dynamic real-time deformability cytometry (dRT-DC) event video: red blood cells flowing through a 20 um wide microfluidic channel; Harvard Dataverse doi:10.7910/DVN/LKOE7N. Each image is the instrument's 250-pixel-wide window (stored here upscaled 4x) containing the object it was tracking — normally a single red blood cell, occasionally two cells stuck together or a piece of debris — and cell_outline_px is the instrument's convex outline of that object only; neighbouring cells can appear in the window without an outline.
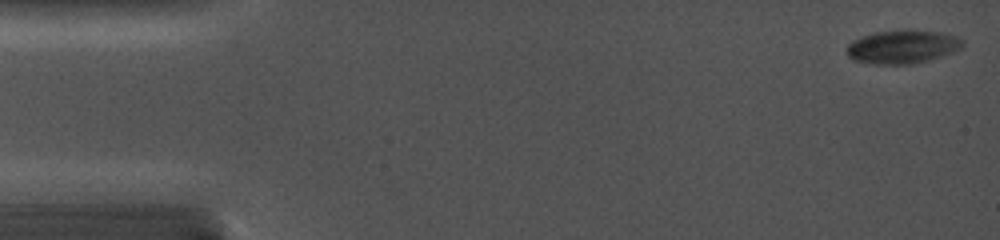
{"species": "common noctule bat (a hibernating species)", "species_latin": "Nyctalus noctula", "temperature_condition": "cold", "stored_images_in_passage": 40, "camera_frame_rate_fps": 5000, "um_per_image_px": 0.085, "animal": {"sex": "female", "body_mass_g": 19.0, "forearm_length_mm": 56.7}, "frame": {"image": 1, "passage_image": 1, "time_ms": 0.0, "image_size_px": [1000, 240], "cell_outline_px": [[964, 44], [960, 48], [952, 52], [928, 60], [912, 64], [872, 64], [852, 60], [848, 56], [848, 44], [852, 40], [876, 32], [940, 32], [956, 36], [964, 40]], "centroid_in_image_um": [76.69, 4.02], "position_along_channel_um": 8.3, "area_um2": 21.85}}
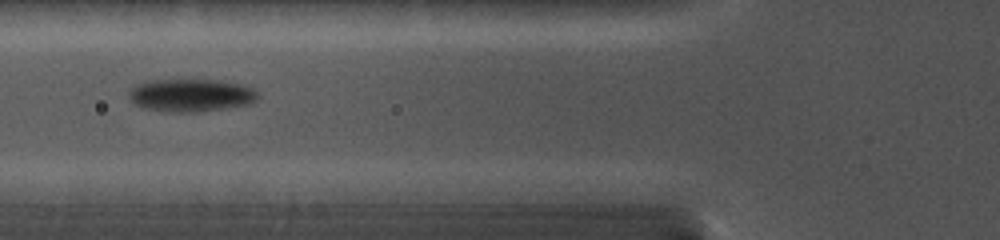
{"frame": {"image": 2, "passage_image": 15, "time_ms": 5.8, "image_size_px": [1000, 240], "cell_outline_px": [[260, 96], [252, 104], [196, 112], [172, 112], [140, 108], [128, 96], [128, 92], [136, 84], [152, 80], [216, 80], [244, 84], [252, 88]], "centroid_in_image_um": [16.24, 8.1], "position_along_channel_um": 109.6, "area_um2": 24.74}}
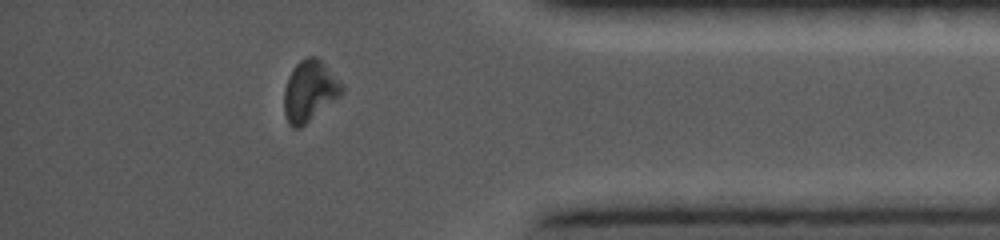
{"frame": {"image": 3, "passage_image": 35, "time_ms": 13.6, "image_size_px": [1000, 240], "cell_outline_px": [[344, 92], [340, 96], [300, 128], [292, 128], [288, 124], [284, 112], [284, 88], [288, 76], [296, 64], [300, 60], [308, 56], [316, 56], [344, 84]], "centroid_in_image_um": [26.31, 7.73], "position_along_channel_um": 408.9, "area_um2": 20.58}}